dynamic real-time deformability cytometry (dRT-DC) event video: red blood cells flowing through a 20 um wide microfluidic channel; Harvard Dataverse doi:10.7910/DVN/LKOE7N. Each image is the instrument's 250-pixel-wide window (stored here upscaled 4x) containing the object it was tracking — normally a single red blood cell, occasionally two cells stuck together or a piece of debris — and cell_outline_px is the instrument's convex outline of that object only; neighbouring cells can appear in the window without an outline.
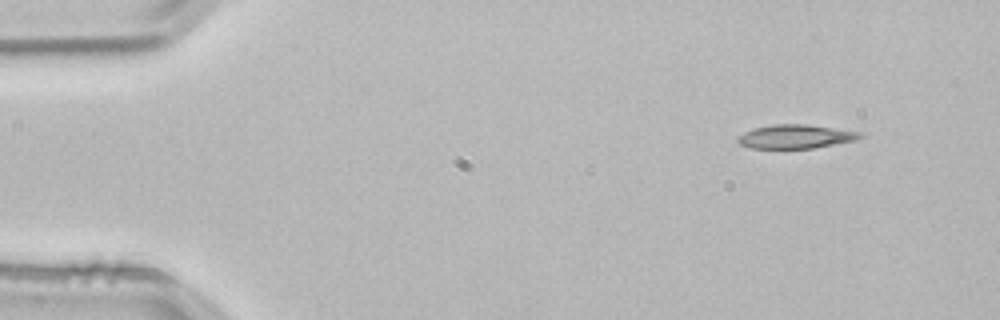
{"species": "common noctule bat (a hibernating species)", "species_latin": "Nyctalus noctula", "temperature_condition": "room temperature", "stored_images_in_passage": 3, "camera_frame_rate_fps": 3000, "um_per_image_px": 0.085, "animal": {"sex": "male", "body_mass_g": 21.5, "forearm_length_mm": 52.0}, "frame": {"image": 1, "passage_image": 1, "time_ms": 0.0, "image_size_px": [1000, 320], "cell_outline_px": [[864, 136], [860, 140], [812, 148], [752, 148], [740, 144], [736, 140], [744, 132], [752, 128], [772, 124], [808, 124], [864, 132]], "centroid_in_image_um": [67.7, 11.59], "position_along_channel_um": 17.3, "area_um2": 17.22}}
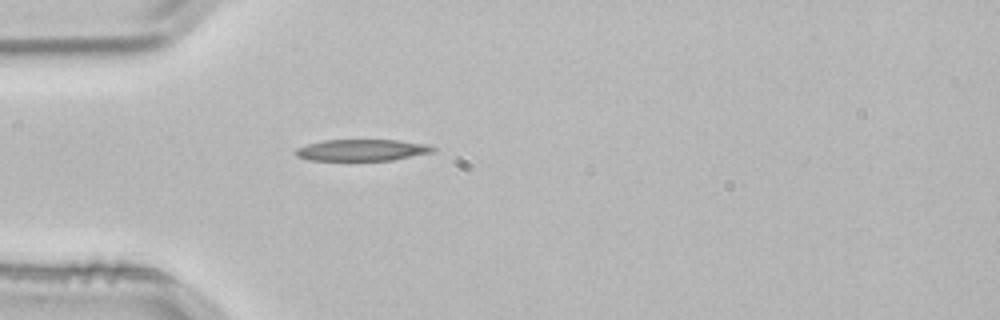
{"frame": {"image": 2, "passage_image": 3, "time_ms": 0.667, "image_size_px": [1000, 320], "cell_outline_px": [[436, 148], [432, 152], [392, 160], [308, 160], [296, 156], [296, 148], [308, 144], [324, 140], [400, 140], [428, 144]], "centroid_in_image_um": [30.77, 12.75], "position_along_channel_um": 54.2, "area_um2": 17.11}}